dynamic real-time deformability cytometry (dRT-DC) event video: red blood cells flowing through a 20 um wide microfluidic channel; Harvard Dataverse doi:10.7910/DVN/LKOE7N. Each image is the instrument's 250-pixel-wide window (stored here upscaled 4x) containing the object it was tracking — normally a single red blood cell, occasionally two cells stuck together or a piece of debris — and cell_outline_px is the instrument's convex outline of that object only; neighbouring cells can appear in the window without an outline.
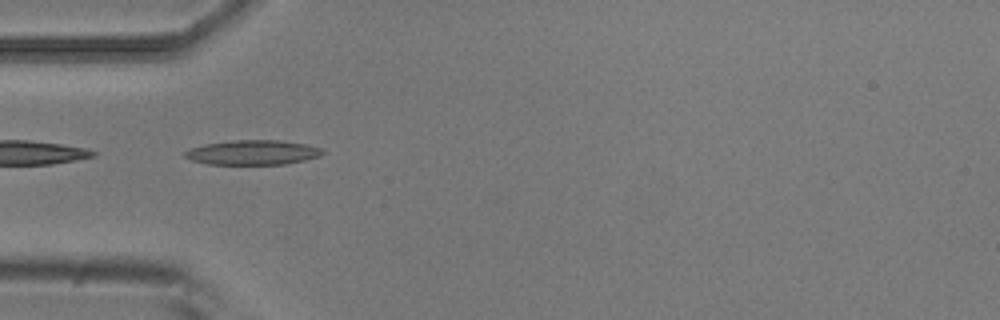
{"species": "common noctule bat (a hibernating species)", "species_latin": "Nyctalus noctula", "temperature_condition": "room temperature", "stored_images_in_passage": 8, "camera_frame_rate_fps": 3000, "um_per_image_px": 0.085, "animal": {"sex": "male", "body_mass_g": 20.5, "forearm_length_mm": 52.5}, "frame": {"image": 1, "passage_image": 4, "time_ms": 1.0, "image_size_px": [1000, 320], "cell_outline_px": [[324, 152], [320, 156], [304, 160], [284, 164], [208, 164], [192, 160], [184, 156], [184, 152], [192, 148], [204, 144], [232, 140], [284, 140], [324, 148]], "centroid_in_image_um": [21.51, 12.95], "position_along_channel_um": 63.5, "area_um2": 19.77}}
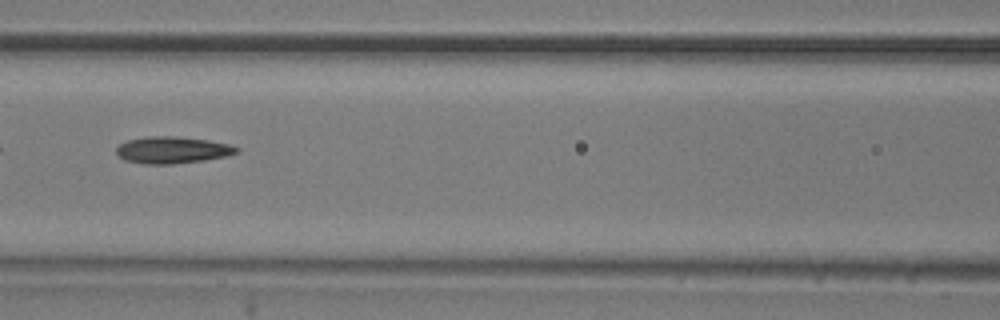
{"frame": {"image": 2, "passage_image": 6, "time_ms": 1.667, "image_size_px": [1000, 320], "cell_outline_px": [[240, 148], [236, 152], [228, 156], [204, 160], [172, 164], [144, 164], [124, 160], [116, 152], [116, 148], [120, 144], [128, 140], [152, 136], [176, 136], [208, 140], [228, 144]], "centroid_in_image_um": [14.65, 12.75], "position_along_channel_um": 152.0, "area_um2": 18.67}}
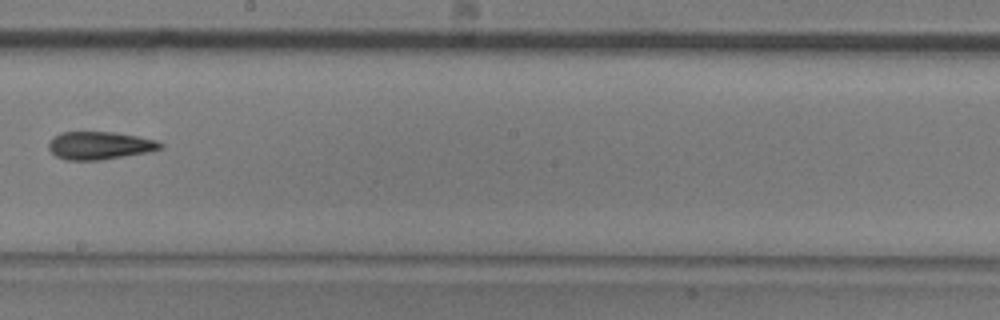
{"frame": {"image": 3, "passage_image": 8, "time_ms": 2.333, "image_size_px": [1000, 320], "cell_outline_px": [[164, 144], [160, 148], [148, 152], [100, 160], [64, 160], [56, 156], [48, 148], [48, 144], [60, 132], [112, 132], [140, 136], [156, 140]], "centroid_in_image_um": [8.48, 12.37], "position_along_channel_um": 239.7, "area_um2": 18.03}}